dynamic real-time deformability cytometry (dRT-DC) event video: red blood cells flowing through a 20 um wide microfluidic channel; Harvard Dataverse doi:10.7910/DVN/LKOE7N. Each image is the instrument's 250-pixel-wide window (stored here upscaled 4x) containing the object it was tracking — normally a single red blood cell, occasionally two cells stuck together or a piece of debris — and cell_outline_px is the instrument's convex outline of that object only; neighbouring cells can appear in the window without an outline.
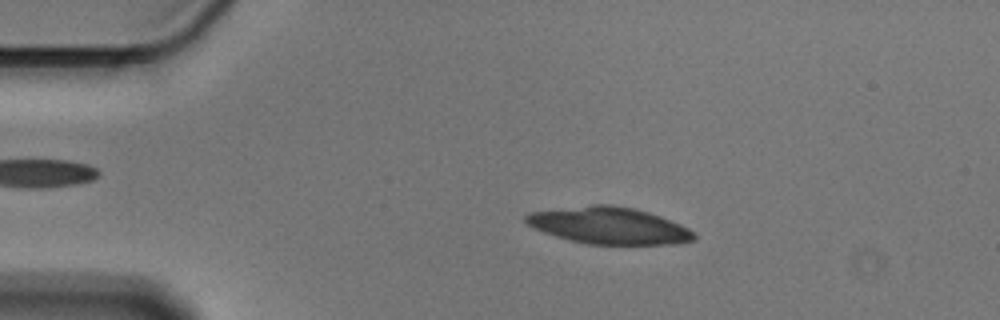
{"species": "Egyptian fruit bat (a non-hibernating species)", "species_latin": "Rousettus aegyptiacus", "temperature_condition": "cold", "stored_images_in_passage": 55, "camera_frame_rate_fps": 3000, "um_per_image_px": 0.085, "animal": {"sex": "male"}, "frame": {"image": 1, "passage_image": 10, "time_ms": 3.0, "image_size_px": [1000, 320], "cell_outline_px": [[696, 240], [680, 244], [588, 244], [556, 236], [544, 232], [528, 224], [524, 220], [524, 216], [528, 212], [592, 204], [612, 204], [636, 208], [660, 216], [680, 224], [688, 228], [696, 236]], "centroid_in_image_um": [51.78, 19.16], "position_along_channel_um": 33.2, "area_um2": 36.13}}